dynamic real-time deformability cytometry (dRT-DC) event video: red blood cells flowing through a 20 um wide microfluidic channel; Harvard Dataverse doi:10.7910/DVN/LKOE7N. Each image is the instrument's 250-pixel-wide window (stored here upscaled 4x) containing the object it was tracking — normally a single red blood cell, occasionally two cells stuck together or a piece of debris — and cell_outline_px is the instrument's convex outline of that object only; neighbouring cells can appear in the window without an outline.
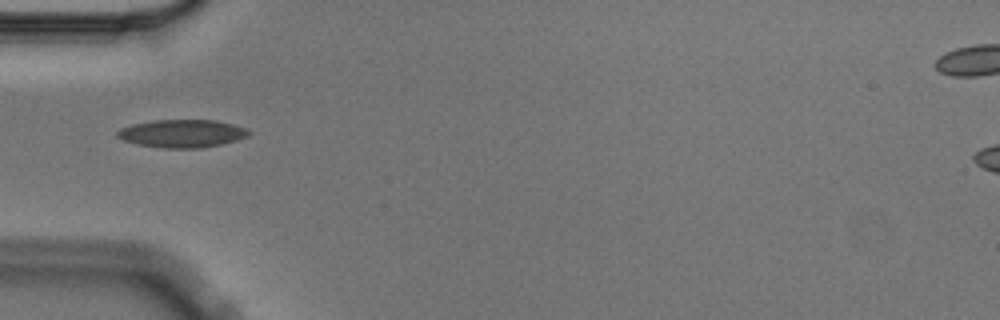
{"species": "Egyptian fruit bat (a non-hibernating species)", "species_latin": "Rousettus aegyptiacus", "temperature_condition": "cold", "stored_images_in_passage": 5, "camera_frame_rate_fps": 3000, "um_per_image_px": 0.085, "animal": {"sex": "male"}, "frame": {"image": 1, "passage_image": 1, "time_ms": 0.0, "image_size_px": [1000, 320], "cell_outline_px": [[252, 132], [248, 136], [236, 140], [220, 144], [200, 148], [164, 148], [140, 144], [124, 140], [116, 136], [116, 132], [120, 128], [132, 124], [152, 120], [216, 120], [232, 124], [244, 128]], "centroid_in_image_um": [15.47, 11.34], "position_along_channel_um": 69.5, "area_um2": 21.21}}
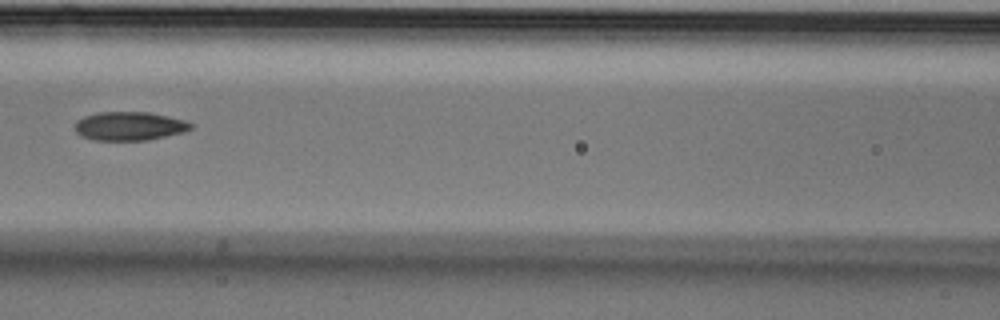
{"frame": {"image": 2, "passage_image": 3, "time_ms": 0.667, "image_size_px": [1000, 320], "cell_outline_px": [[196, 124], [192, 128], [184, 132], [148, 140], [96, 140], [84, 136], [76, 132], [76, 120], [84, 116], [100, 112], [148, 112], [168, 116], [184, 120]], "centroid_in_image_um": [11.05, 10.71], "position_along_channel_um": 155.5, "area_um2": 19.31}}
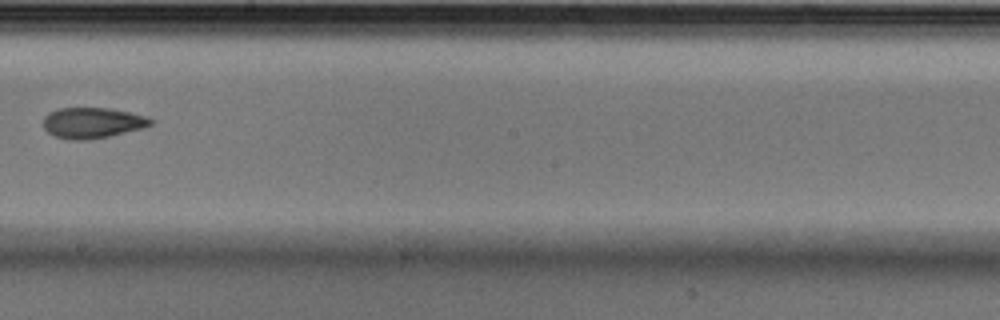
{"frame": {"image": 3, "passage_image": 5, "time_ms": 1.333, "image_size_px": [1000, 320], "cell_outline_px": [[156, 120], [152, 124], [144, 128], [108, 136], [88, 140], [68, 140], [56, 136], [48, 132], [44, 128], [44, 116], [48, 112], [60, 108], [112, 108], [148, 116]], "centroid_in_image_um": [7.89, 10.43], "position_along_channel_um": 240.3, "area_um2": 19.42}}